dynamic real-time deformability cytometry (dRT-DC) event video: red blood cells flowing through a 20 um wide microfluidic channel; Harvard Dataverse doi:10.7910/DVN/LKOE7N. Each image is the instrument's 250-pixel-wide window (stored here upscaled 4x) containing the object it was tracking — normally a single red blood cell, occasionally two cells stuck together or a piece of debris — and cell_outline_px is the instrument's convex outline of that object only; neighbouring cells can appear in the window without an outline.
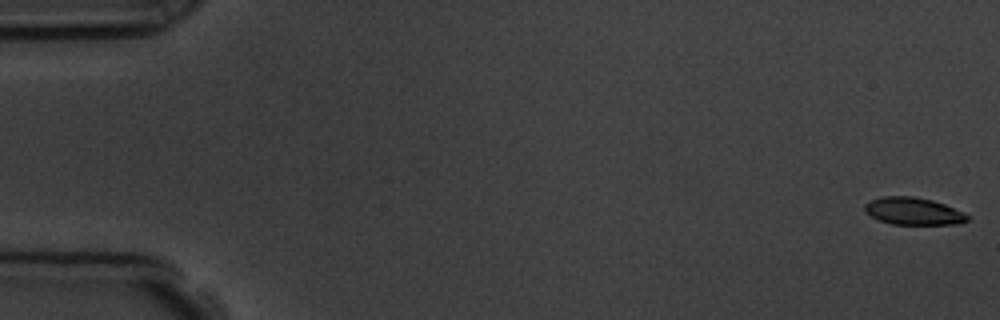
{"species": "common noctule bat (a hibernating species)", "species_latin": "Nyctalus noctula", "temperature_condition": "room temperature", "stored_images_in_passage": 4, "camera_frame_rate_fps": 3000, "um_per_image_px": 0.085, "animal": {"sex": "male", "body_mass_g": 19.5, "forearm_length_mm": 54.6}, "frame": {"image": 1, "passage_image": 1, "time_ms": 0.0, "image_size_px": [1000, 320], "cell_outline_px": [[972, 216], [968, 220], [960, 224], [892, 224], [880, 220], [864, 212], [864, 204], [872, 200], [884, 196], [912, 196], [932, 200], [944, 204], [964, 212]], "centroid_in_image_um": [77.67, 17.95], "position_along_channel_um": 7.3, "area_um2": 16.36}}
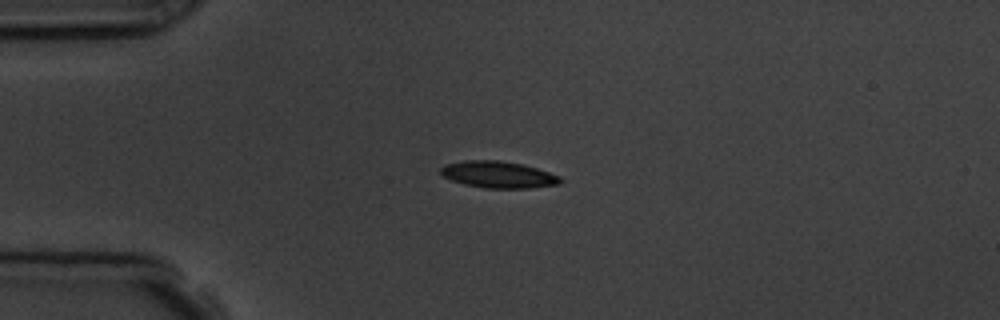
{"frame": {"image": 2, "passage_image": 4, "time_ms": 4.333, "image_size_px": [1000, 320], "cell_outline_px": [[564, 180], [560, 184], [528, 188], [484, 188], [464, 184], [452, 180], [444, 176], [440, 172], [440, 168], [444, 164], [464, 160], [500, 160], [524, 164], [560, 176]], "centroid_in_image_um": [42.36, 14.83], "position_along_channel_um": 42.6, "area_um2": 18.73}}